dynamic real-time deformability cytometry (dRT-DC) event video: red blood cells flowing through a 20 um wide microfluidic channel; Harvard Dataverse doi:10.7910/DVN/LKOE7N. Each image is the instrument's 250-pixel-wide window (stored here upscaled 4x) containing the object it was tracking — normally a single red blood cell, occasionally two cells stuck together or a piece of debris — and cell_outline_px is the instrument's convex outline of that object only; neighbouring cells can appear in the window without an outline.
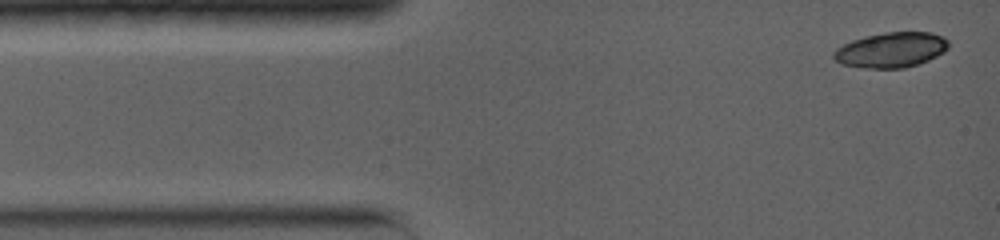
{"species": "common noctule bat (a hibernating species)", "species_latin": "Nyctalus noctula", "temperature_condition": "warm", "stored_images_in_passage": 8, "camera_frame_rate_fps": 5000, "um_per_image_px": 0.085, "animal": {"sex": "female", "body_mass_g": 19.0, "forearm_length_mm": 56.7}, "frame": {"image": 1, "passage_image": 1, "time_ms": 0.0, "image_size_px": [1000, 240], "cell_outline_px": [[948, 48], [944, 52], [928, 60], [904, 68], [864, 68], [840, 64], [832, 56], [832, 52], [836, 48], [852, 40], [864, 36], [884, 32], [932, 32], [944, 36], [948, 40]], "centroid_in_image_um": [75.73, 4.23], "position_along_channel_um": 9.3, "area_um2": 23.7}}
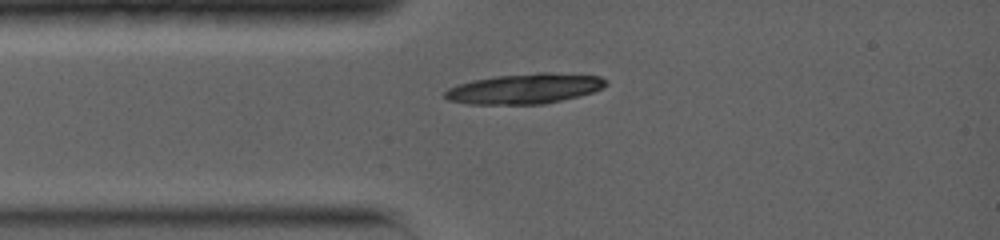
{"frame": {"image": 2, "passage_image": 8, "time_ms": 2.4, "image_size_px": [1000, 240], "cell_outline_px": [[608, 84], [604, 88], [592, 92], [544, 104], [468, 104], [448, 100], [444, 96], [444, 92], [448, 88], [472, 80], [496, 76], [540, 72], [548, 72], [600, 76], [608, 80]], "centroid_in_image_um": [44.61, 7.53], "position_along_channel_um": 40.4, "area_um2": 28.26}}